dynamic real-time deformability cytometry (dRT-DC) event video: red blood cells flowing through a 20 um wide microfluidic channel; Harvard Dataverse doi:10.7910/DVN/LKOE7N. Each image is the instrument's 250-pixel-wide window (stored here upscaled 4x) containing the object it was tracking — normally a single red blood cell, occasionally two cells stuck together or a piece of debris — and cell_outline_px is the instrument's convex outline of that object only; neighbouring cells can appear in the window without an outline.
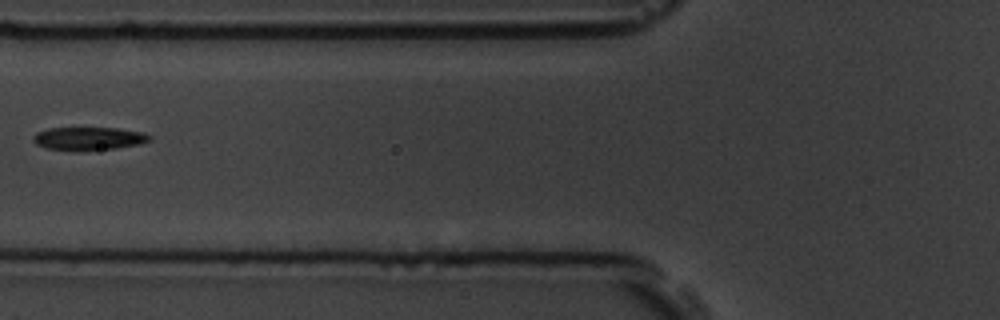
{"species": "common noctule bat (a hibernating species)", "species_latin": "Nyctalus noctula", "temperature_condition": "room temperature", "stored_images_in_passage": 4, "camera_frame_rate_fps": 3000, "um_per_image_px": 0.085, "animal": {"sex": "male", "body_mass_g": 19.5, "forearm_length_mm": 54.6}, "frame": {"image": 1, "passage_image": 4, "time_ms": 4.0, "image_size_px": [1000, 320], "cell_outline_px": [[152, 140], [140, 144], [116, 148], [76, 152], [48, 148], [36, 144], [32, 140], [32, 136], [36, 132], [48, 128], [116, 128], [144, 132], [152, 136]], "centroid_in_image_um": [7.54, 11.79], "position_along_channel_um": 118.3, "area_um2": 16.01}}